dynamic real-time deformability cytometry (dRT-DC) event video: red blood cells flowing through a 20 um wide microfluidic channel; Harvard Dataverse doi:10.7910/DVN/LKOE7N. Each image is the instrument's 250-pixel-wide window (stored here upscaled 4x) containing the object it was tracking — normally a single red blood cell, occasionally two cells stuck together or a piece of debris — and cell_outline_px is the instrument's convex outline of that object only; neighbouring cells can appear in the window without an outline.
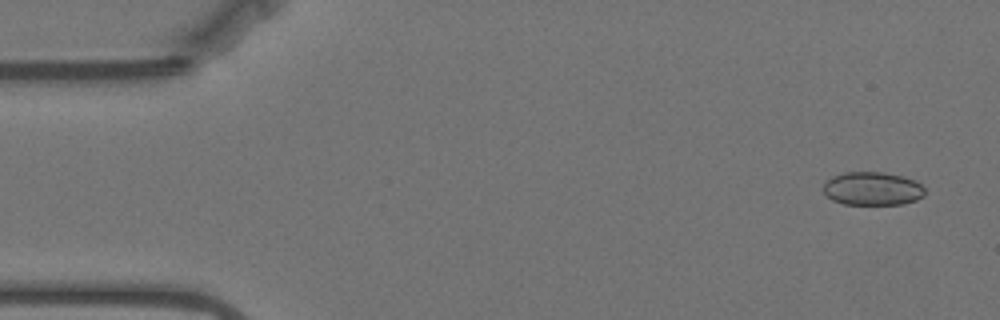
{"species": "Egyptian fruit bat (a non-hibernating species)", "species_latin": "Rousettus aegyptiacus", "temperature_condition": "warm", "stored_images_in_passage": 17, "camera_frame_rate_fps": 3000, "um_per_image_px": 0.085, "animal": {"sex": "female"}, "frame": {"image": 1, "passage_image": 3, "time_ms": 0.667, "image_size_px": [1000, 320], "cell_outline_px": [[924, 196], [916, 200], [904, 204], [844, 204], [832, 200], [824, 192], [824, 184], [832, 176], [844, 172], [884, 172], [916, 180], [924, 188]], "centroid_in_image_um": [74.17, 16.03], "position_along_channel_um": 10.8, "area_um2": 19.71}}
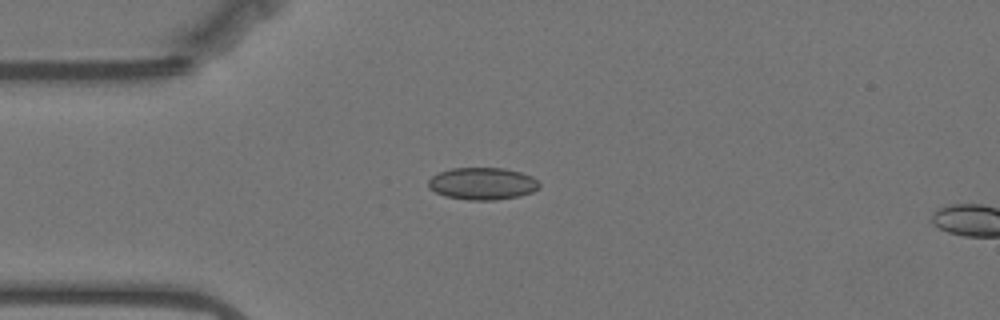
{"frame": {"image": 2, "passage_image": 14, "time_ms": 4.333, "image_size_px": [1000, 320], "cell_outline_px": [[540, 188], [532, 192], [520, 196], [496, 200], [468, 200], [444, 196], [428, 188], [428, 180], [432, 176], [440, 172], [452, 168], [504, 168], [520, 172], [532, 176], [540, 184]], "centroid_in_image_um": [41.01, 15.61], "position_along_channel_um": 44.0, "area_um2": 20.92}}